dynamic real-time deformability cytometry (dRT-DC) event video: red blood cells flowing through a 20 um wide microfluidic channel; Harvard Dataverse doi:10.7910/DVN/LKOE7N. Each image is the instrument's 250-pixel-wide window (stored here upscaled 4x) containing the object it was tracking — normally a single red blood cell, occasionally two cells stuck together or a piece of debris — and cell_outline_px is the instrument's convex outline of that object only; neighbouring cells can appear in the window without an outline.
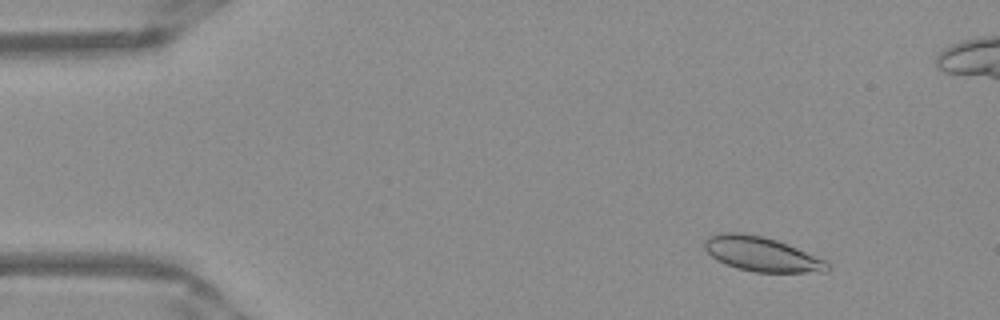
{"species": "Egyptian fruit bat (a non-hibernating species)", "species_latin": "Rousettus aegyptiacus", "temperature_condition": "warm", "stored_images_in_passage": 52, "camera_frame_rate_fps": 3000, "um_per_image_px": 0.085, "frame": {"image": 1, "passage_image": 6, "time_ms": 1.667, "image_size_px": [1000, 320], "cell_outline_px": [[828, 272], [756, 272], [736, 268], [724, 264], [716, 260], [704, 248], [704, 240], [708, 236], [720, 232], [740, 232], [764, 236], [788, 244], [824, 260], [828, 264]], "centroid_in_image_um": [64.68, 21.59], "position_along_channel_um": 20.3, "area_um2": 24.74}}
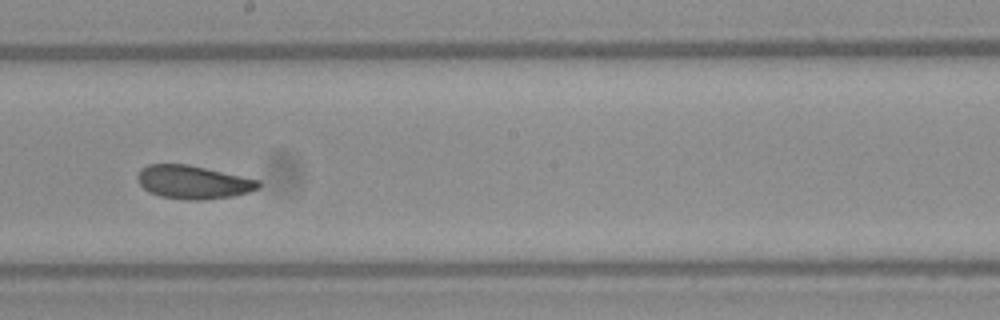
{"frame": {"image": 2, "passage_image": 29, "time_ms": 9.333, "image_size_px": [1000, 320], "cell_outline_px": [[260, 188], [248, 192], [232, 196], [204, 200], [188, 200], [160, 196], [148, 192], [136, 180], [136, 176], [140, 168], [148, 164], [188, 164], [260, 180]], "centroid_in_image_um": [16.39, 15.48], "position_along_channel_um": 231.8, "area_um2": 23.64}}
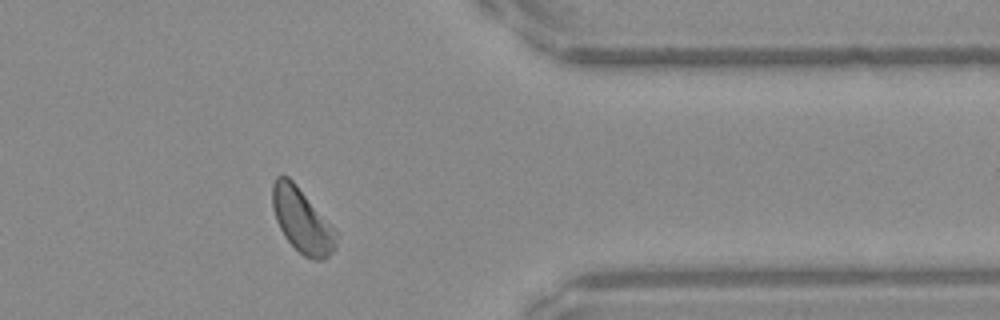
{"frame": {"image": 3, "passage_image": 42, "time_ms": 13.667, "image_size_px": [1000, 320], "cell_outline_px": [[336, 248], [324, 260], [312, 260], [304, 256], [284, 236], [276, 220], [272, 208], [272, 184], [276, 176], [288, 176], [296, 184], [336, 232]], "centroid_in_image_um": [25.64, 18.75], "position_along_channel_um": 385.8, "area_um2": 23.41}, "authors_computed_cell_mechanics": {"area_um2": 24.0448, "velocity_mm_per_s": 3.9153, "shape_relaxation_time_tau1_ms": 4.1689, "shape_relaxation_time_tau2_ms": 3.2612, "deformation_change_tau1": 0.0968, "deformation_change_tau2": 0.0822}}